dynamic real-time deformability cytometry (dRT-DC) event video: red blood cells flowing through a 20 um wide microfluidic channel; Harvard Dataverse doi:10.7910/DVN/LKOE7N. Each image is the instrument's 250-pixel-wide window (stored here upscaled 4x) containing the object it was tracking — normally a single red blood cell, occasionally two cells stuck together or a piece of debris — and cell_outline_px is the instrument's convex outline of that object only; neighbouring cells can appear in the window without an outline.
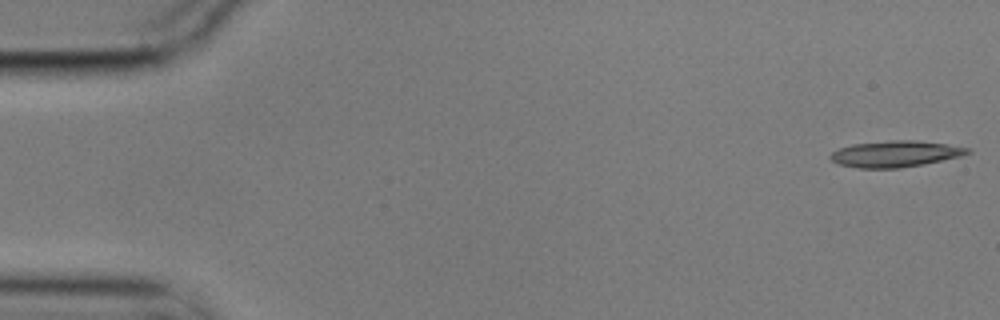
{"species": "common noctule bat (a hibernating species)", "species_latin": "Nyctalus noctula", "temperature_condition": "cold", "stored_images_in_passage": 6, "camera_frame_rate_fps": 3000, "um_per_image_px": 0.085, "animal": {"sex": "male", "body_mass_g": 17.9}, "frame": {"image": 1, "passage_image": 1, "time_ms": 0.0, "image_size_px": [1000, 320], "cell_outline_px": [[972, 152], [960, 156], [900, 168], [856, 168], [840, 164], [832, 160], [828, 156], [832, 152], [840, 148], [852, 144], [892, 140], [916, 140], [972, 148]], "centroid_in_image_um": [76.08, 13.07], "position_along_channel_um": 8.9, "area_um2": 20.75}}
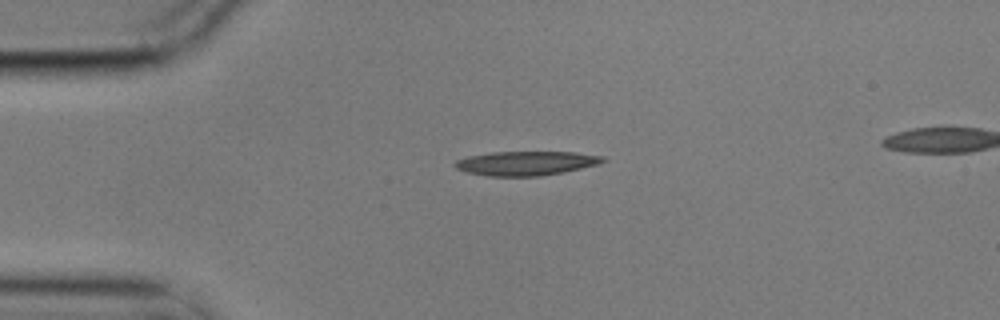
{"frame": {"image": 2, "passage_image": 4, "time_ms": 1.0, "image_size_px": [1000, 320], "cell_outline_px": [[608, 160], [596, 164], [580, 168], [540, 176], [488, 176], [468, 172], [456, 168], [452, 164], [456, 160], [468, 156], [492, 152], [576, 152], [604, 156]], "centroid_in_image_um": [44.69, 13.86], "position_along_channel_um": 40.3, "area_um2": 20.69}}
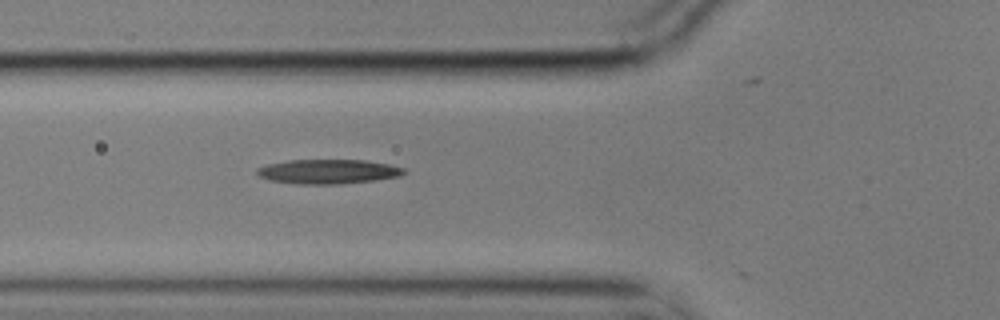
{"frame": {"image": 3, "passage_image": 6, "time_ms": 1.667, "image_size_px": [1000, 320], "cell_outline_px": [[408, 172], [400, 176], [376, 180], [340, 184], [296, 184], [268, 180], [260, 176], [256, 172], [256, 168], [268, 164], [288, 160], [364, 160], [388, 164], [404, 168]], "centroid_in_image_um": [27.89, 14.59], "position_along_channel_um": 97.9, "area_um2": 21.04}}